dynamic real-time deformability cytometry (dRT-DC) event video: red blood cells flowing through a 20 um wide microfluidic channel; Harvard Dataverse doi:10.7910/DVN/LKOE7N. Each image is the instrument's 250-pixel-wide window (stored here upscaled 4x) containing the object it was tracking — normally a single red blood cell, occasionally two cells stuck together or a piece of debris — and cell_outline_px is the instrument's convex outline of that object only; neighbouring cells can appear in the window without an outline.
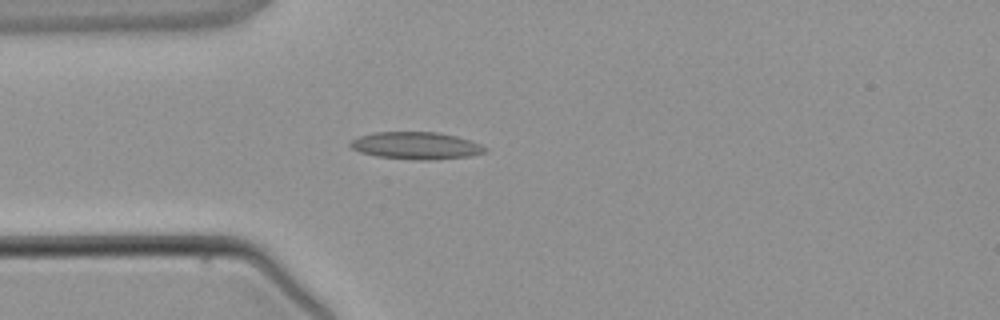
{"species": "common noctule bat (a hibernating species)", "species_latin": "Nyctalus noctula", "temperature_condition": "warm", "stored_images_in_passage": 3, "camera_frame_rate_fps": 3000, "um_per_image_px": 0.085, "animal": {"sex": "male", "body_mass_g": 21.5, "forearm_length_mm": 52.0}, "frame": {"image": 1, "passage_image": 3, "time_ms": 3.333, "image_size_px": [1000, 320], "cell_outline_px": [[488, 152], [472, 156], [432, 160], [416, 160], [376, 156], [360, 152], [352, 148], [348, 144], [352, 140], [360, 136], [376, 132], [440, 132], [456, 136], [480, 144], [488, 148]], "centroid_in_image_um": [35.41, 12.38], "position_along_channel_um": 49.6, "area_um2": 21.5}}